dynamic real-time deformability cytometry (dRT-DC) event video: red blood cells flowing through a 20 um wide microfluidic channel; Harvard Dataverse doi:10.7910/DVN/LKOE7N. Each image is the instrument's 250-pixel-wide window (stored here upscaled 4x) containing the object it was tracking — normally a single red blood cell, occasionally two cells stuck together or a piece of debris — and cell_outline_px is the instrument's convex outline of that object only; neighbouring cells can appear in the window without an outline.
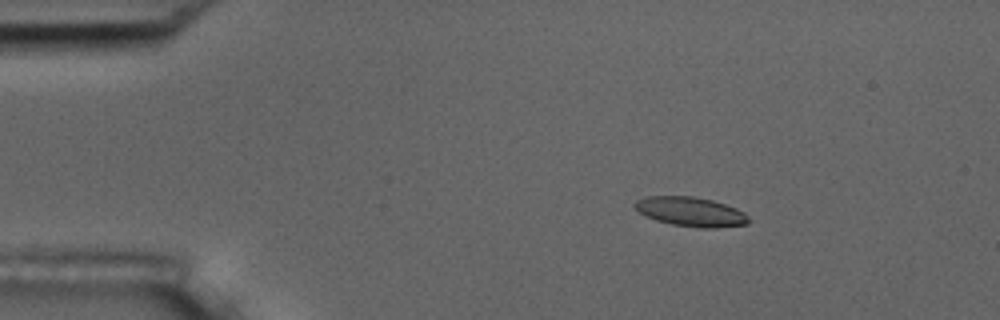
{"species": "common noctule bat (a hibernating species)", "species_latin": "Nyctalus noctula", "temperature_condition": "room temperature", "stored_images_in_passage": 5, "camera_frame_rate_fps": 3000, "um_per_image_px": 0.085, "animal": {"sex": "male", "body_mass_g": 17.5, "forearm_length_mm": 52.3}, "frame": {"image": 1, "passage_image": 3, "time_ms": 3.0, "image_size_px": [1000, 320], "cell_outline_px": [[752, 220], [748, 224], [716, 228], [700, 228], [672, 224], [656, 220], [644, 216], [632, 204], [636, 200], [644, 196], [692, 196], [712, 200], [736, 208], [744, 212]], "centroid_in_image_um": [58.72, 18.0], "position_along_channel_um": 26.3, "area_um2": 19.65}}